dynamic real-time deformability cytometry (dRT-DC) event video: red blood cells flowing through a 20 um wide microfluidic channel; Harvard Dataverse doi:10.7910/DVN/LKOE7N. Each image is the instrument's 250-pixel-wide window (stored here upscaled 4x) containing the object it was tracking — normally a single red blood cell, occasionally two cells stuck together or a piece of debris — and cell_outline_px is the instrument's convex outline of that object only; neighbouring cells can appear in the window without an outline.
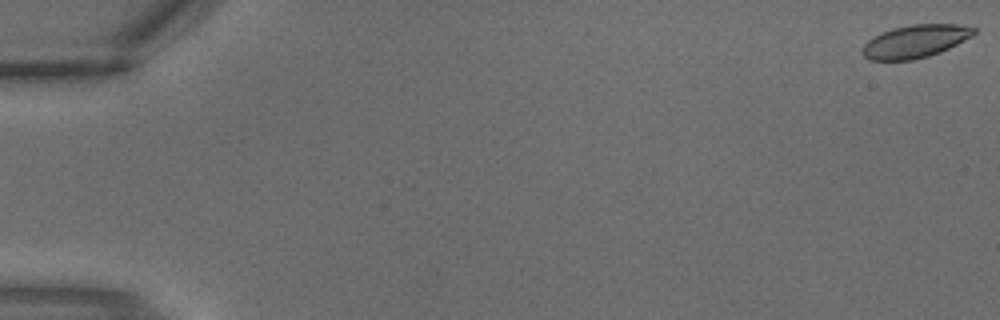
{"species": "common noctule bat (a hibernating species)", "species_latin": "Nyctalus noctula", "temperature_condition": "warm", "stored_images_in_passage": 4, "camera_frame_rate_fps": 3000, "um_per_image_px": 0.085, "animal": {"sex": "male", "body_mass_g": 18.8}, "frame": {"image": 1, "passage_image": 1, "time_ms": 0.0, "image_size_px": [1000, 320], "cell_outline_px": [[976, 32], [972, 36], [940, 52], [928, 56], [912, 60], [868, 60], [860, 52], [864, 44], [868, 40], [892, 28], [912, 24], [960, 24], [976, 28]], "centroid_in_image_um": [77.79, 3.51], "position_along_channel_um": 7.2, "area_um2": 21.27}}
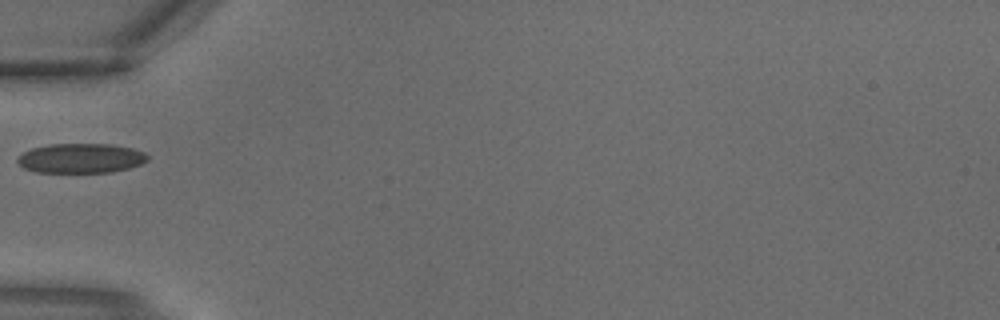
{"frame": {"image": 2, "passage_image": 4, "time_ms": 1.0, "image_size_px": [1000, 320], "cell_outline_px": [[148, 160], [140, 164], [128, 168], [112, 172], [36, 172], [24, 168], [16, 160], [24, 152], [32, 148], [48, 144], [112, 144], [132, 148], [144, 152], [148, 156]], "centroid_in_image_um": [6.88, 13.44], "position_along_channel_um": 78.1, "area_um2": 22.37}}